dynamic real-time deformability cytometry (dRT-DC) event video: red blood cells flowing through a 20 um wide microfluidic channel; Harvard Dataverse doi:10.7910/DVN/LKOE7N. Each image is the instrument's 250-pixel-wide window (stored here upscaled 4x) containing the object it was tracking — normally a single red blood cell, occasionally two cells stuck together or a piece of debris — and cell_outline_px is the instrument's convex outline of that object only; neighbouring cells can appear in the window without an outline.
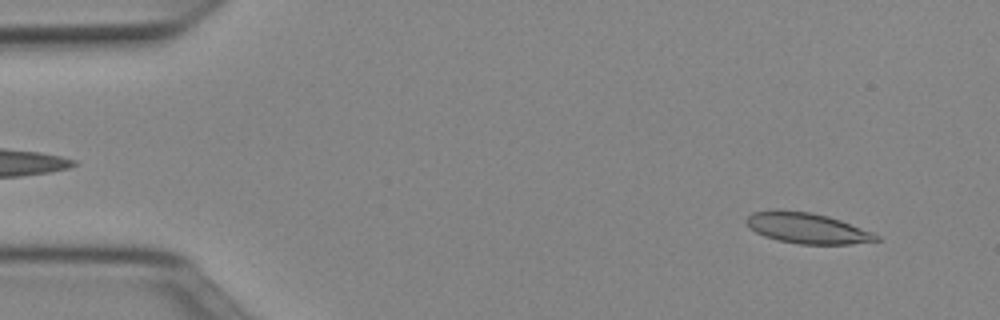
{"species": "Egyptian fruit bat (a non-hibernating species)", "species_latin": "Rousettus aegyptiacus", "temperature_condition": "cold", "stored_images_in_passage": 49, "camera_frame_rate_fps": 3000, "um_per_image_px": 0.085, "animal": {"sex": "female"}, "frame": {"image": 1, "passage_image": 3, "time_ms": 0.667, "image_size_px": [1000, 320], "cell_outline_px": [[880, 240], [848, 244], [800, 244], [780, 240], [764, 236], [756, 232], [744, 220], [752, 212], [776, 208], [812, 212], [828, 216], [840, 220], [872, 232], [880, 236]], "centroid_in_image_um": [68.58, 19.36], "position_along_channel_um": 16.4, "area_um2": 23.24}}
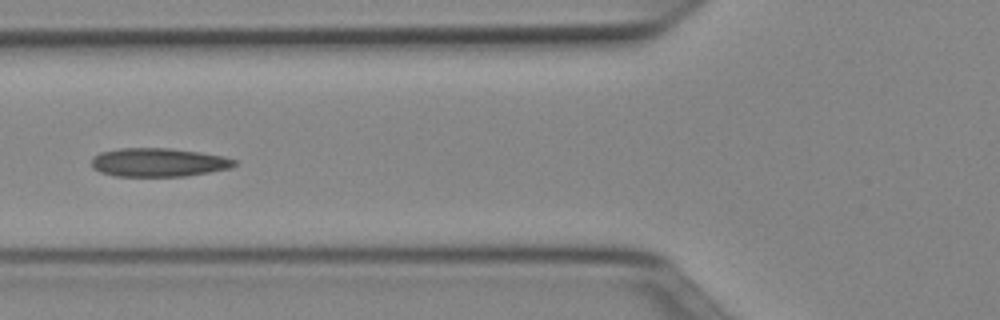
{"frame": {"image": 2, "passage_image": 18, "time_ms": 5.667, "image_size_px": [1000, 320], "cell_outline_px": [[236, 164], [232, 168], [184, 176], [116, 176], [100, 172], [92, 168], [92, 156], [100, 152], [120, 148], [168, 148], [200, 152], [224, 156], [236, 160]], "centroid_in_image_um": [13.46, 13.8], "position_along_channel_um": 112.3, "area_um2": 23.87}}
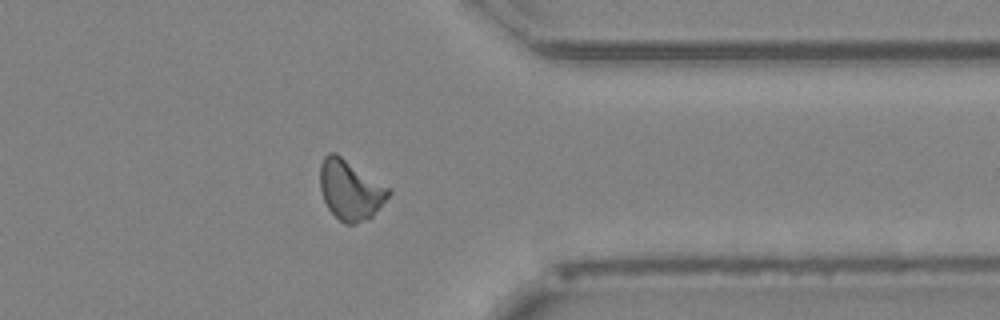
{"frame": {"image": 3, "passage_image": 39, "time_ms": 12.667, "image_size_px": [1000, 320], "cell_outline_px": [[392, 192], [372, 216], [356, 224], [344, 224], [328, 208], [324, 200], [320, 188], [320, 164], [324, 156], [328, 152], [336, 152], [392, 188]], "centroid_in_image_um": [29.79, 16.11], "position_along_channel_um": 381.6, "area_um2": 24.16}, "authors_computed_cell_mechanics": {"area_um2": 23.1778, "velocity_mm_per_s": 3.9645, "shape_relaxation_time_tau1_ms": null, "shape_relaxation_time_tau2_ms": 6.2396, "deformation_change_tau1": null, "deformation_change_tau2": 0.1474}}